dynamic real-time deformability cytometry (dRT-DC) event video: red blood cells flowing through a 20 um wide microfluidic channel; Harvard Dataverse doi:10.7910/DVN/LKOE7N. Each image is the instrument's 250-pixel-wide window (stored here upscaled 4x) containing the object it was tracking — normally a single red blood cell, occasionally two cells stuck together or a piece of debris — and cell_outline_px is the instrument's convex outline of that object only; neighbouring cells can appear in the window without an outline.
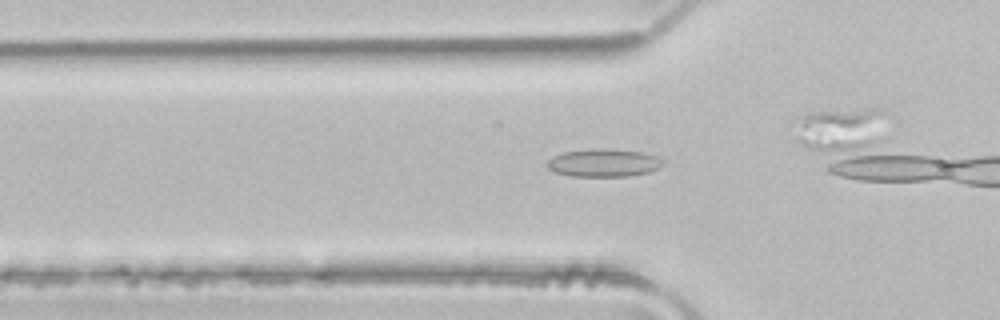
{"species": "common noctule bat (a hibernating species)", "species_latin": "Nyctalus noctula", "temperature_condition": "room temperature", "stored_images_in_passage": 6, "camera_frame_rate_fps": 3000, "um_per_image_px": 0.085, "animal": {"sex": "male", "body_mass_g": 21.5, "forearm_length_mm": 52.0}, "frame": {"image": 1, "passage_image": 4, "time_ms": 1.0, "image_size_px": [1000, 320], "cell_outline_px": [[664, 164], [660, 168], [648, 172], [628, 176], [572, 176], [556, 172], [548, 168], [548, 160], [564, 152], [592, 148], [608, 148], [644, 152], [656, 156], [664, 160]], "centroid_in_image_um": [51.37, 13.83], "position_along_channel_um": 74.4, "area_um2": 18.84}}